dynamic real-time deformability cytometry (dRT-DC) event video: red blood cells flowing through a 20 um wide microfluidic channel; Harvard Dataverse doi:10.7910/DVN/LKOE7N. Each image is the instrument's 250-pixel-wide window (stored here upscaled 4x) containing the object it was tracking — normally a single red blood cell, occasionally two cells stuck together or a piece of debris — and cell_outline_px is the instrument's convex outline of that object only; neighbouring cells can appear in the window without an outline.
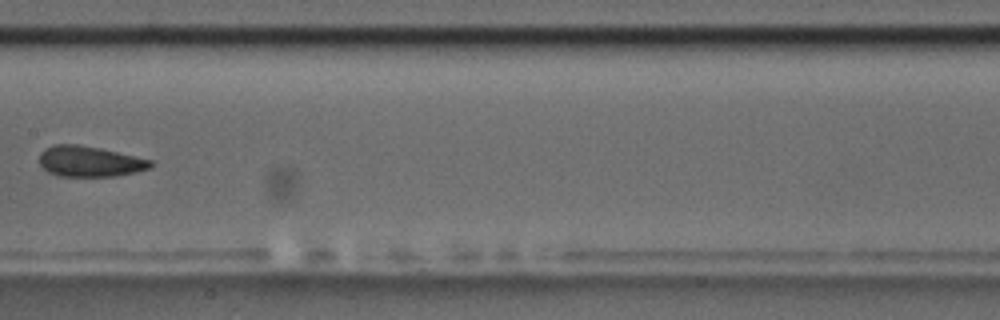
{"species": "common noctule bat (a hibernating species)", "species_latin": "Nyctalus noctula", "temperature_condition": "room temperature", "stored_images_in_passage": 9, "camera_frame_rate_fps": 3000, "um_per_image_px": 0.085, "animal": {"sex": "male", "body_mass_g": 17.5, "forearm_length_mm": 52.3}, "frame": {"image": 1, "passage_image": 8, "time_ms": 9.0, "image_size_px": [1000, 320], "cell_outline_px": [[156, 164], [152, 168], [136, 172], [116, 176], [56, 176], [48, 172], [40, 164], [40, 152], [44, 148], [52, 144], [76, 144], [100, 148], [152, 160]], "centroid_in_image_um": [7.64, 13.72], "position_along_channel_um": 199.8, "area_um2": 20.06}}
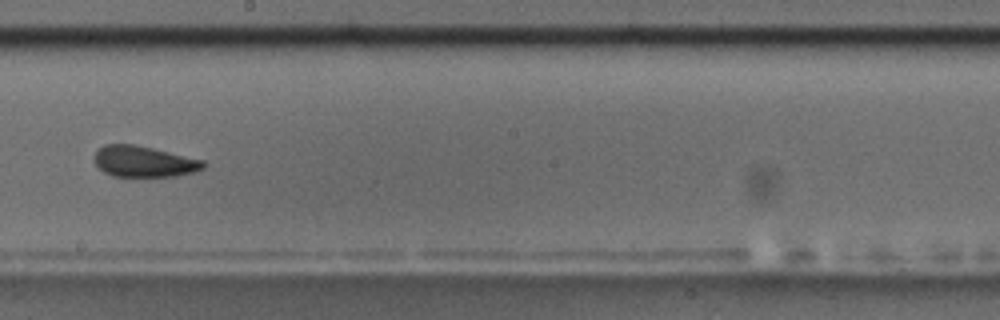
{"frame": {"image": 2, "passage_image": 9, "time_ms": 10.0, "image_size_px": [1000, 320], "cell_outline_px": [[204, 168], [196, 172], [176, 176], [112, 176], [104, 172], [96, 164], [92, 156], [96, 148], [104, 144], [136, 144], [204, 160]], "centroid_in_image_um": [12.19, 13.71], "position_along_channel_um": 236.0, "area_um2": 19.94}}